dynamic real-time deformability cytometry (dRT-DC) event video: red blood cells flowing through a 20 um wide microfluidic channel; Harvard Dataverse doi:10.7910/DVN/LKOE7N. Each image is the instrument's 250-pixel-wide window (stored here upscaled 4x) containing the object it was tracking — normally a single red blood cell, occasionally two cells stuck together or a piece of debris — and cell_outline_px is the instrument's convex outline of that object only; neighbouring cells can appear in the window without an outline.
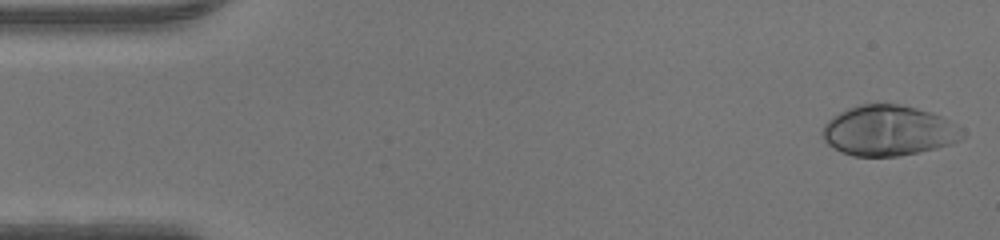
{"species": "human", "species_latin": "Homo sapiens", "temperature_condition": "warm", "stored_images_in_passage": 47, "camera_frame_rate_fps": 3000, "um_per_image_px": 0.085, "donor": {"sex": "male"}, "frame": {"image": 1, "passage_image": 1, "time_ms": 0.0, "image_size_px": [1000, 240], "cell_outline_px": [[964, 136], [960, 140], [952, 144], [936, 148], [896, 156], [852, 156], [828, 144], [824, 140], [820, 132], [824, 124], [832, 116], [848, 108], [860, 104], [900, 104], [932, 112], [956, 124]], "centroid_in_image_um": [75.5, 11.09], "position_along_channel_um": 9.5, "area_um2": 40.86}}
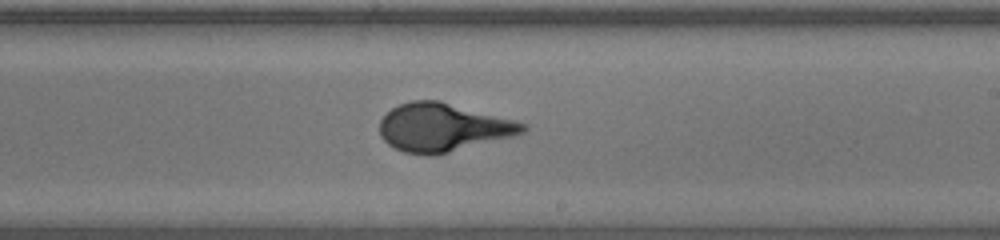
{"frame": {"image": 2, "passage_image": 27, "time_ms": 8.667, "image_size_px": [1000, 240], "cell_outline_px": [[528, 128], [524, 132], [512, 136], [432, 156], [428, 156], [404, 152], [388, 144], [380, 136], [380, 120], [392, 108], [400, 104], [412, 100], [440, 100], [516, 120], [528, 124]], "centroid_in_image_um": [37.65, 10.82], "position_along_channel_um": 251.3, "area_um2": 40.11}}
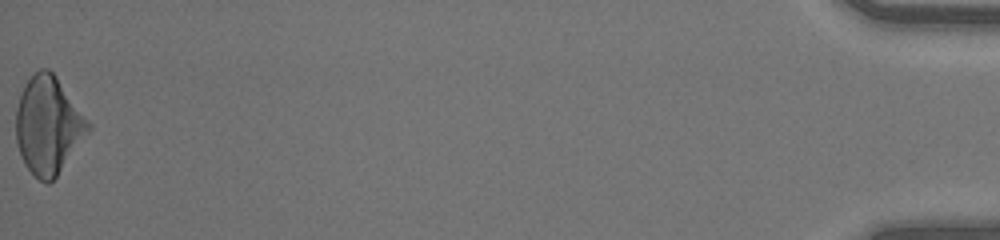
{"frame": {"image": 3, "passage_image": 47, "time_ms": 15.333, "image_size_px": [1000, 240], "cell_outline_px": [[92, 128], [56, 176], [48, 184], [40, 180], [24, 164], [16, 140], [16, 108], [24, 84], [40, 68], [48, 68], [56, 76], [92, 124]], "centroid_in_image_um": [4.11, 10.64], "position_along_channel_um": 431.1, "area_um2": 40.69}}